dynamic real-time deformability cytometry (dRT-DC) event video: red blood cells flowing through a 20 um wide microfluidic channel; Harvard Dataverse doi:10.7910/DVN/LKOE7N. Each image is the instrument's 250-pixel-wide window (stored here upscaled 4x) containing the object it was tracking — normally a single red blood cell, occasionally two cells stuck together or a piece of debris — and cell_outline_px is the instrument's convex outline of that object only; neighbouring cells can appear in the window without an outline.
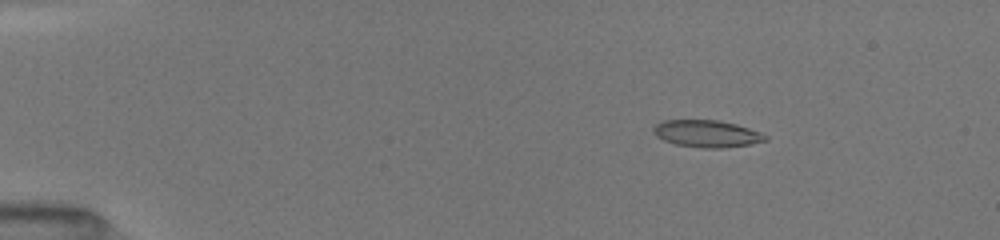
{"species": "common noctule bat (a hibernating species)", "species_latin": "Nyctalus noctula", "temperature_condition": "room temperature", "stored_images_in_passage": 30, "camera_frame_rate_fps": 3000, "um_per_image_px": 0.085, "animal": {"sex": "female", "body_mass_g": 19.5, "forearm_length_mm": 54.1}, "frame": {"image": 1, "passage_image": 6, "time_ms": 2.333, "image_size_px": [1000, 240], "cell_outline_px": [[768, 140], [752, 144], [720, 148], [704, 148], [676, 144], [664, 140], [656, 136], [652, 128], [656, 124], [664, 120], [720, 120], [736, 124], [760, 132], [768, 136]], "centroid_in_image_um": [60.1, 11.36], "position_along_channel_um": 24.9, "area_um2": 17.63}}
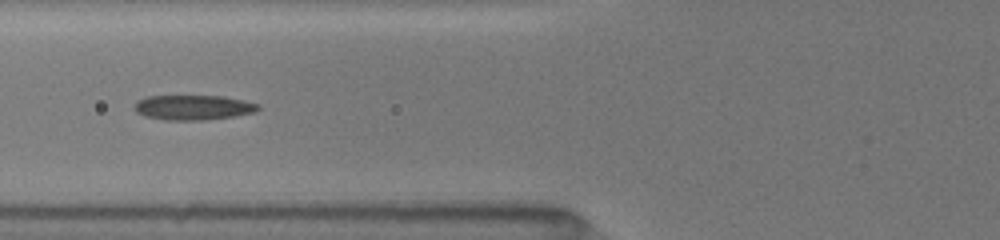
{"frame": {"image": 2, "passage_image": 16, "time_ms": 6.667, "image_size_px": [1000, 240], "cell_outline_px": [[260, 108], [256, 112], [232, 116], [204, 120], [164, 120], [144, 116], [136, 112], [132, 108], [136, 100], [148, 96], [224, 96], [244, 100], [260, 104]], "centroid_in_image_um": [16.39, 9.13], "position_along_channel_um": 109.4, "area_um2": 18.15}}
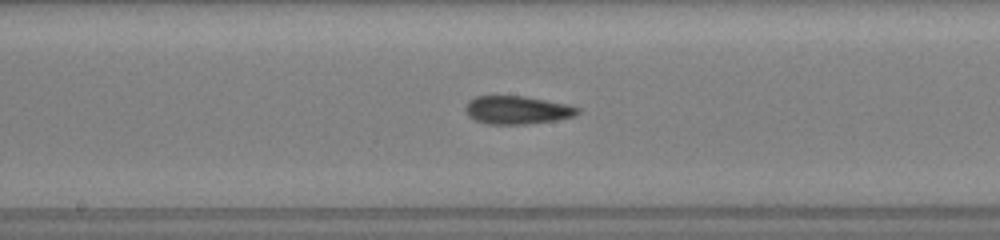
{"frame": {"image": 3, "passage_image": 21, "time_ms": 9.0, "image_size_px": [1000, 240], "cell_outline_px": [[580, 112], [572, 116], [556, 120], [528, 124], [484, 124], [468, 116], [464, 108], [468, 100], [476, 96], [524, 96], [568, 104], [580, 108]], "centroid_in_image_um": [43.93, 9.35], "position_along_channel_um": 204.3, "area_um2": 18.5}}